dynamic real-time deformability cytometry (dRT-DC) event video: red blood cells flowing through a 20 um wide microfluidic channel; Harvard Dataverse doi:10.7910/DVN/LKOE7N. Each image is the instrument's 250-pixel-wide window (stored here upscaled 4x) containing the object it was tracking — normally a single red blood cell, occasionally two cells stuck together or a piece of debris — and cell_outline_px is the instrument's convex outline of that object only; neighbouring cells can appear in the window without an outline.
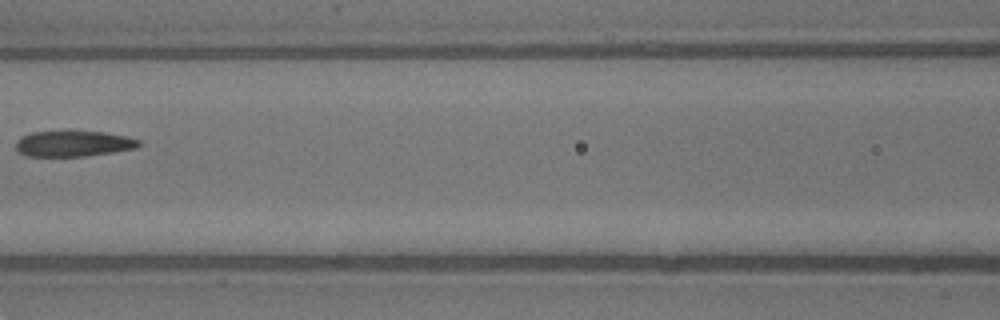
{"species": "common noctule bat (a hibernating species)", "species_latin": "Nyctalus noctula", "temperature_condition": "warm", "stored_images_in_passage": 4, "camera_frame_rate_fps": 3000, "um_per_image_px": 0.085, "animal": {"sex": "male", "body_mass_g": 13.3}, "frame": {"image": 1, "passage_image": 3, "time_ms": 0.667, "image_size_px": [1000, 320], "cell_outline_px": [[140, 144], [136, 148], [112, 152], [84, 156], [28, 156], [16, 152], [16, 140], [20, 136], [32, 132], [104, 132], [124, 136], [140, 140]], "centroid_in_image_um": [6.18, 12.22], "position_along_channel_um": 160.4, "area_um2": 18.26}}
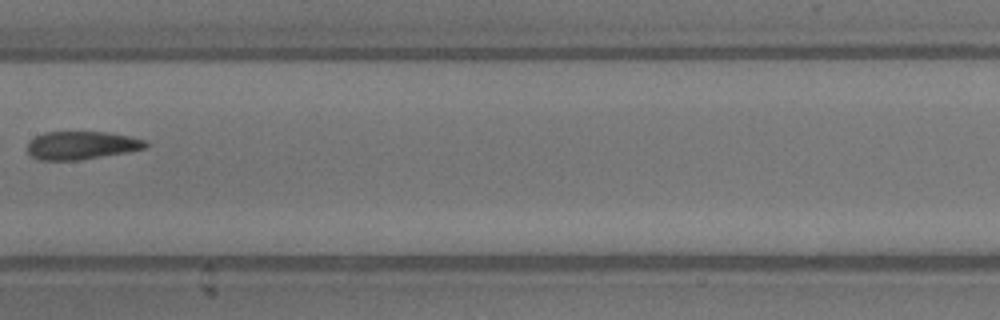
{"frame": {"image": 2, "passage_image": 4, "time_ms": 1.0, "image_size_px": [1000, 320], "cell_outline_px": [[148, 148], [128, 152], [76, 160], [40, 160], [32, 156], [28, 152], [28, 140], [44, 132], [108, 132], [148, 140]], "centroid_in_image_um": [6.96, 12.34], "position_along_channel_um": 200.4, "area_um2": 19.42}}